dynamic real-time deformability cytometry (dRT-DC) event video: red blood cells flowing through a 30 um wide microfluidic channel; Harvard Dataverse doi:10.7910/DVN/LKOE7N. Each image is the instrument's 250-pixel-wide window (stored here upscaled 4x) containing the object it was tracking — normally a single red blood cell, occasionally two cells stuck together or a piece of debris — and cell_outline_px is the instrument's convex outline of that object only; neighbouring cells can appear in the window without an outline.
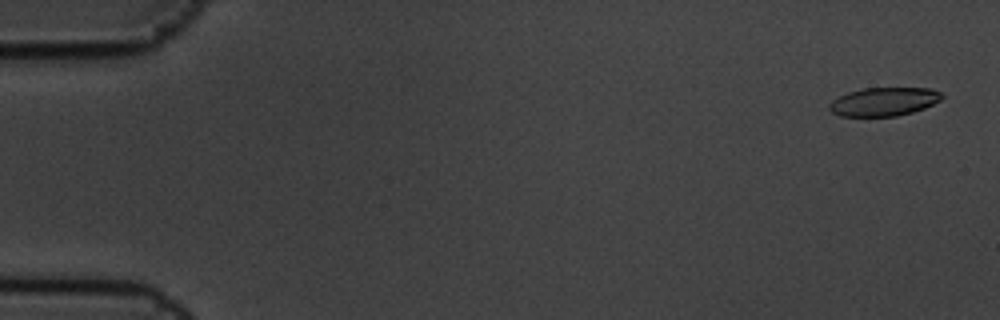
{"species": "common noctule bat (a hibernating species)", "species_latin": "Nyctalus noctula", "temperature_condition": "cold", "stored_images_in_passage": 5, "camera_frame_rate_fps": 3000, "um_per_image_px": 0.085, "animal": {"sex": "male", "body_mass_g": 19.5, "forearm_length_mm": 54.6}, "frame": {"image": 1, "passage_image": 1, "time_ms": 0.0, "image_size_px": [1000, 320], "cell_outline_px": [[944, 96], [940, 100], [924, 108], [912, 112], [896, 116], [840, 116], [832, 112], [828, 108], [828, 104], [832, 100], [848, 92], [864, 88], [932, 88], [940, 92]], "centroid_in_image_um": [75.12, 8.64], "position_along_channel_um": 9.9, "area_um2": 18.67}}
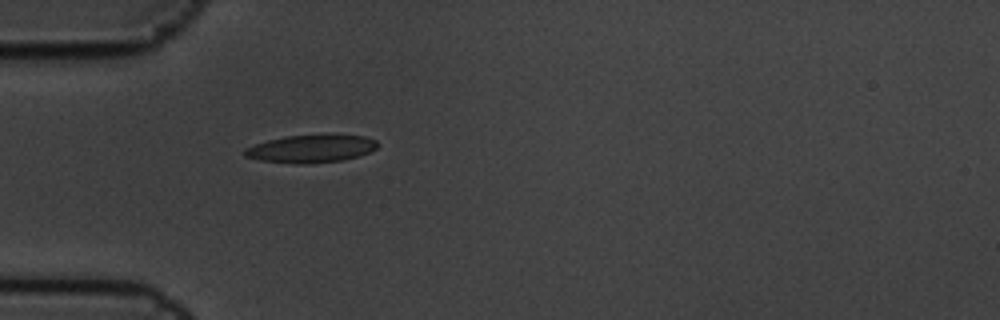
{"frame": {"image": 2, "passage_image": 5, "time_ms": 1.333, "image_size_px": [1000, 320], "cell_outline_px": [[376, 148], [368, 152], [344, 160], [308, 164], [292, 164], [260, 160], [244, 156], [244, 148], [268, 140], [288, 136], [364, 136], [376, 140]], "centroid_in_image_um": [26.38, 12.67], "position_along_channel_um": 58.6, "area_um2": 20.98}}